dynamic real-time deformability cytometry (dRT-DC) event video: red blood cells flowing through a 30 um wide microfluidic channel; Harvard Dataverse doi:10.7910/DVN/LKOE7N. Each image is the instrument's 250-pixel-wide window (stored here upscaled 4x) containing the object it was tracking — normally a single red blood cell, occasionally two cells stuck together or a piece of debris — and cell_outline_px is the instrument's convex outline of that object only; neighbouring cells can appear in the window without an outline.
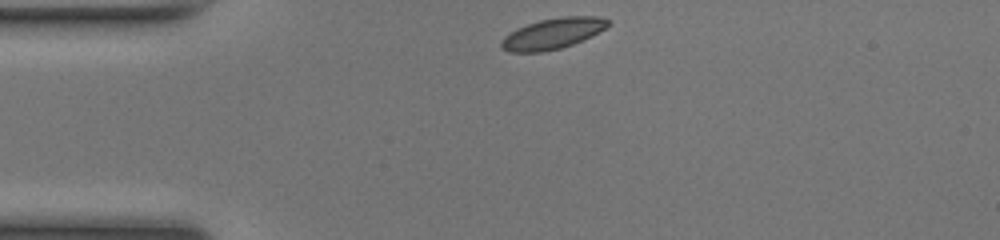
{"species": "common noctule bat (a hibernating species)", "species_latin": "Nyctalus noctula", "temperature_condition": "room temperature", "stored_images_in_passage": 32, "camera_frame_rate_fps": 3000, "um_per_image_px": 0.085, "animal": {"sex": "female", "body_mass_g": 17.0, "forearm_length_mm": 48.0}, "frame": {"image": 1, "passage_image": 1, "time_ms": 0.0, "image_size_px": [1000, 240], "cell_outline_px": [[612, 24], [592, 36], [572, 44], [560, 48], [540, 52], [508, 52], [500, 48], [500, 40], [504, 36], [516, 28], [540, 20], [560, 16], [600, 16], [608, 20]], "centroid_in_image_um": [46.97, 2.85], "position_along_channel_um": 38.0, "area_um2": 19.31}}
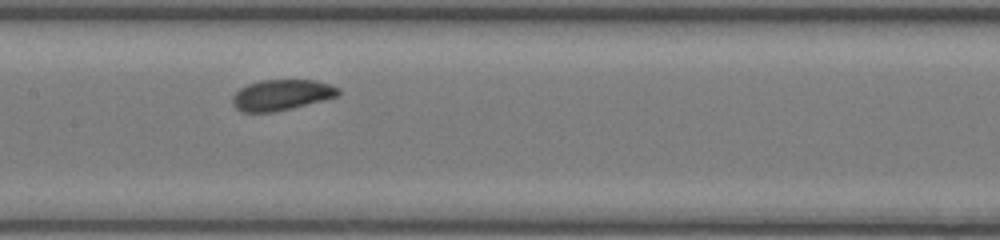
{"frame": {"image": 2, "passage_image": 14, "time_ms": 4.333, "image_size_px": [1000, 240], "cell_outline_px": [[340, 96], [292, 108], [272, 112], [244, 112], [236, 108], [232, 104], [232, 96], [240, 88], [248, 84], [260, 80], [316, 80], [340, 88]], "centroid_in_image_um": [23.94, 8.07], "position_along_channel_um": 183.5, "area_um2": 19.02}}
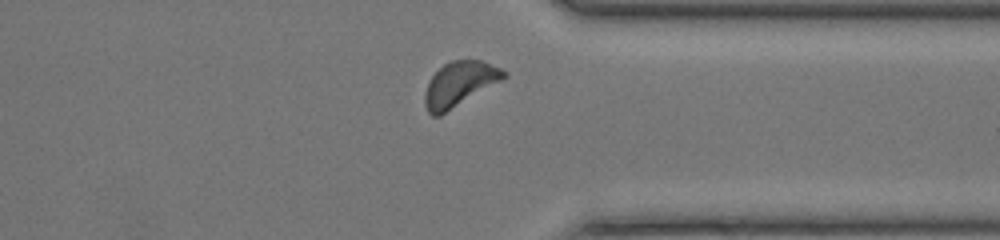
{"frame": {"image": 3, "passage_image": 28, "time_ms": 9.0, "image_size_px": [1000, 240], "cell_outline_px": [[508, 76], [440, 116], [432, 116], [428, 112], [424, 104], [424, 92], [428, 80], [444, 64], [452, 60], [480, 60], [500, 68], [508, 72]], "centroid_in_image_um": [39.03, 7.15], "position_along_channel_um": 372.4, "area_um2": 20.46}, "authors_computed_cell_mechanics": {"area_um2": 19.074, "velocity_mm_per_s": 4.1211, "shape_relaxation_time_tau1_ms": 1.111, "shape_relaxation_time_tau2_ms": null, "deformation_change_tau1": 0.0681, "deformation_change_tau2": null}}